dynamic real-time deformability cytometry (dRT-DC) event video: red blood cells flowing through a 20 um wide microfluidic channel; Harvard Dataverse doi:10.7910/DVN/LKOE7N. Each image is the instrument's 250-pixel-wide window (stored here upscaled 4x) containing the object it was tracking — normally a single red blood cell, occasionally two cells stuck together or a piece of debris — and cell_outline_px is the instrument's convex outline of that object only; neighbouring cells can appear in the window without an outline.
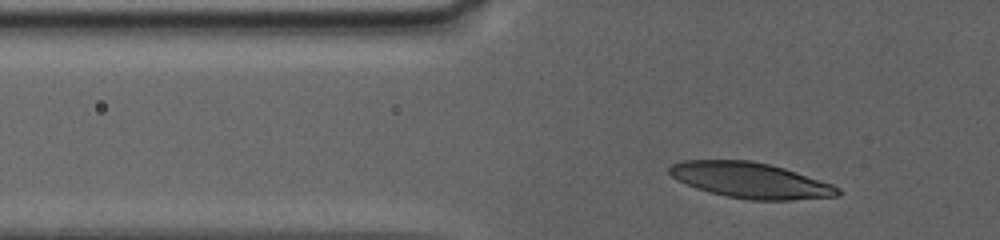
{"species": "human", "species_latin": "Homo sapiens", "temperature_condition": "warm", "stored_images_in_passage": 57, "camera_frame_rate_fps": 3000, "um_per_image_px": 0.085, "donor": {"sex": "female"}, "frame": {"image": 1, "passage_image": 15, "time_ms": 2.0, "image_size_px": [1000, 240], "cell_outline_px": [[844, 192], [840, 196], [792, 200], [748, 200], [728, 196], [696, 188], [672, 176], [668, 172], [668, 168], [672, 164], [684, 160], [748, 160], [768, 164], [784, 168], [832, 184], [840, 188]], "centroid_in_image_um": [63.85, 15.33], "position_along_channel_um": 62.0, "area_um2": 34.74}}
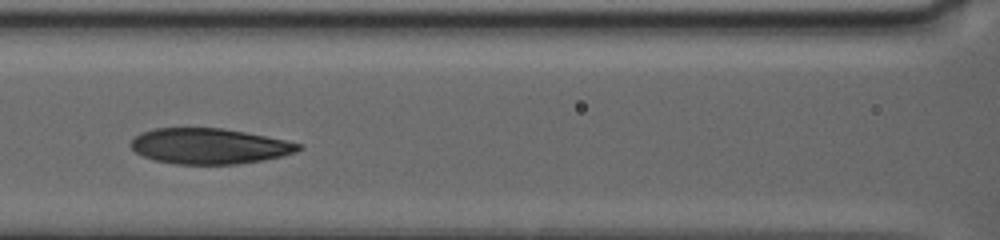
{"frame": {"image": 2, "passage_image": 45, "time_ms": 5.667, "image_size_px": [1000, 240], "cell_outline_px": [[304, 148], [296, 152], [264, 160], [236, 164], [176, 164], [156, 160], [144, 156], [136, 152], [128, 144], [140, 132], [152, 128], [224, 128], [304, 144]], "centroid_in_image_um": [17.79, 12.42], "position_along_channel_um": 148.8, "area_um2": 34.74}}
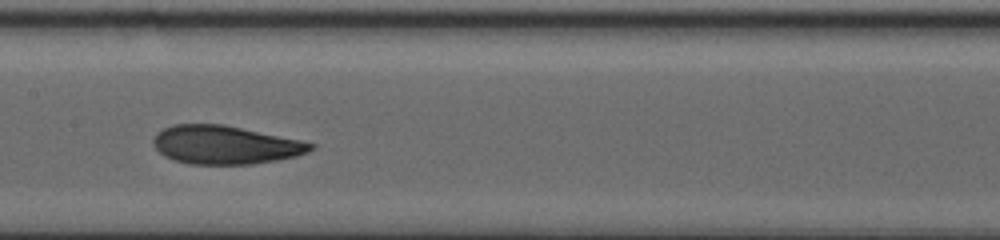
{"frame": {"image": 3, "passage_image": 56, "time_ms": 7.0, "image_size_px": [1000, 240], "cell_outline_px": [[316, 148], [308, 152], [296, 156], [276, 160], [252, 164], [188, 164], [164, 156], [152, 144], [152, 140], [156, 132], [172, 124], [224, 124], [300, 140], [316, 144]], "centroid_in_image_um": [19.13, 12.31], "position_along_channel_um": 188.3, "area_um2": 35.32}}